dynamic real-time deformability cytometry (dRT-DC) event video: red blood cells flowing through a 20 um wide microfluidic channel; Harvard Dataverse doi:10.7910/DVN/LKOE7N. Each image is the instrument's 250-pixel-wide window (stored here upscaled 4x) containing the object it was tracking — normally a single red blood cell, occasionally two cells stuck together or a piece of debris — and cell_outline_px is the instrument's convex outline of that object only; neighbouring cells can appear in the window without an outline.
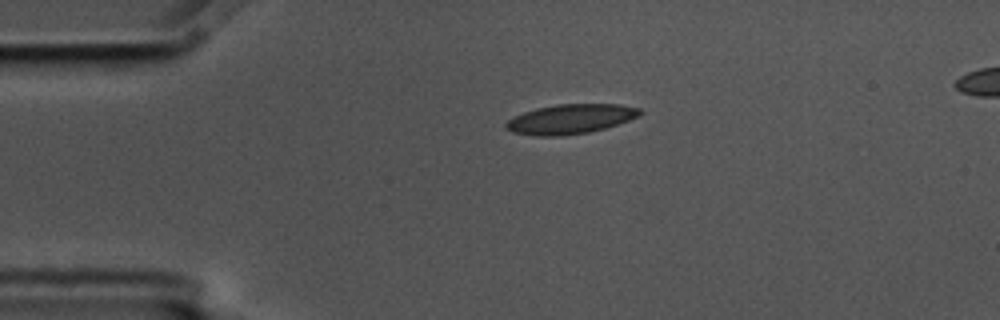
{"species": "common noctule bat (a hibernating species)", "species_latin": "Nyctalus noctula", "temperature_condition": "cold", "stored_images_in_passage": 3, "camera_frame_rate_fps": 3000, "um_per_image_px": 0.085, "animal": {"sex": "male", "body_mass_g": 17.5, "forearm_length_mm": 52.3}, "frame": {"image": 1, "passage_image": 1, "time_ms": 0.0, "image_size_px": [1000, 320], "cell_outline_px": [[644, 112], [640, 116], [604, 128], [588, 132], [560, 136], [536, 136], [512, 132], [504, 128], [504, 124], [508, 120], [524, 112], [536, 108], [556, 104], [620, 104], [640, 108]], "centroid_in_image_um": [48.48, 10.11], "position_along_channel_um": 36.5, "area_um2": 23.12}}
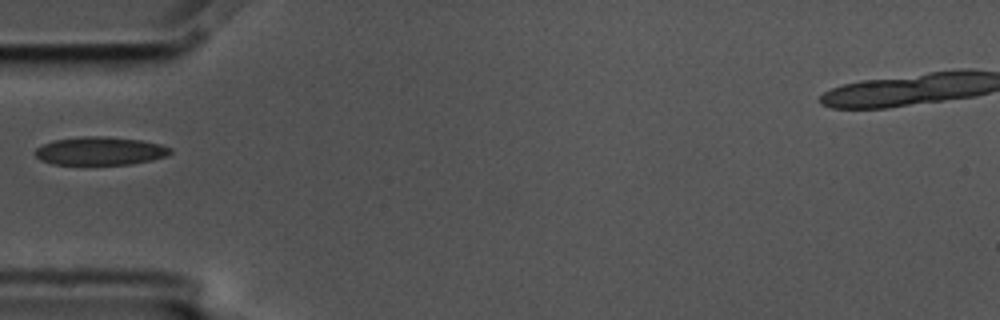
{"frame": {"image": 2, "passage_image": 2, "time_ms": 0.333, "image_size_px": [1000, 320], "cell_outline_px": [[172, 152], [168, 156], [152, 160], [132, 164], [52, 164], [40, 160], [32, 152], [36, 148], [52, 140], [84, 136], [108, 136], [140, 140], [160, 144], [172, 148]], "centroid_in_image_um": [8.51, 12.83], "position_along_channel_um": 76.5, "area_um2": 22.43}}